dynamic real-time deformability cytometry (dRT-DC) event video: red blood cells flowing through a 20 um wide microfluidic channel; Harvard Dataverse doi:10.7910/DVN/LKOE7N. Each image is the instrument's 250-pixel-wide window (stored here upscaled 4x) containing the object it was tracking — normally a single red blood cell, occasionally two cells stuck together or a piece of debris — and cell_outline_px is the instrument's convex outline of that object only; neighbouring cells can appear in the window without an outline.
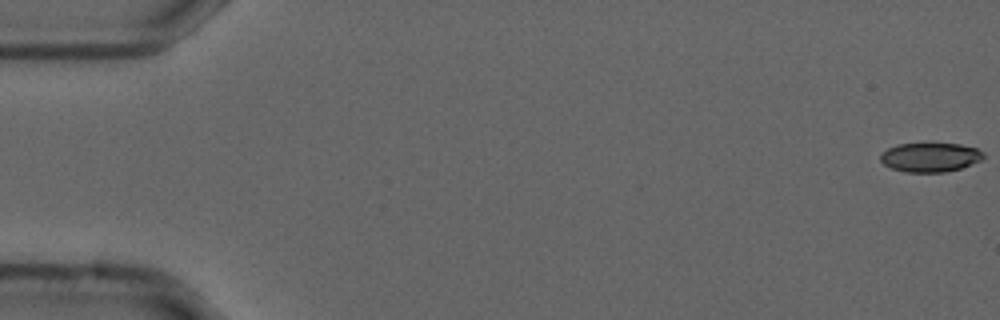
{"species": "common noctule bat (a hibernating species)", "species_latin": "Nyctalus noctula", "temperature_condition": "cold", "stored_images_in_passage": 5, "camera_frame_rate_fps": 3000, "um_per_image_px": 0.085, "animal": {"sex": "male", "forearm_length_mm": 52.5}, "frame": {"image": 1, "passage_image": 1, "time_ms": 0.0, "image_size_px": [1000, 320], "cell_outline_px": [[984, 156], [980, 160], [960, 168], [944, 172], [904, 172], [892, 168], [884, 164], [880, 160], [880, 152], [896, 144], [928, 140], [960, 144], [976, 148], [984, 152]], "centroid_in_image_um": [79.02, 13.3], "position_along_channel_um": 6.0, "area_um2": 18.32}}